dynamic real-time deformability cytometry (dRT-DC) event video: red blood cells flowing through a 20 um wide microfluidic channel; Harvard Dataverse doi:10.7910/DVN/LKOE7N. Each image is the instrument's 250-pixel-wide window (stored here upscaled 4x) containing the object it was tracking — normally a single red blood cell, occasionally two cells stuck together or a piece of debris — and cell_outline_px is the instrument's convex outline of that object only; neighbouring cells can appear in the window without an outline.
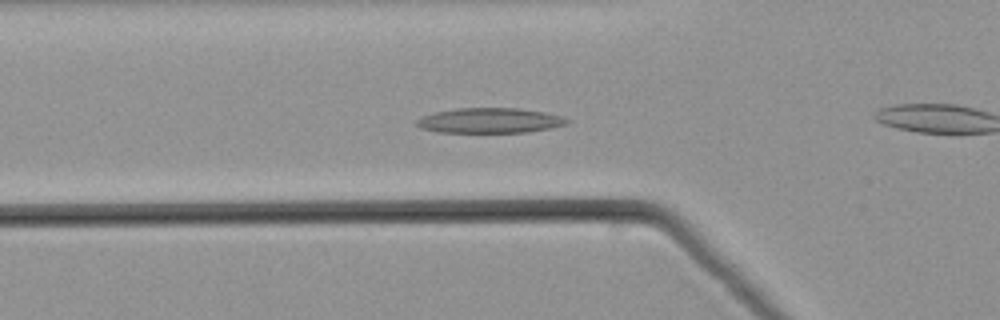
{"species": "common noctule bat (a hibernating species)", "species_latin": "Nyctalus noctula", "temperature_condition": "warm", "stored_images_in_passage": 53, "camera_frame_rate_fps": 3000, "um_per_image_px": 0.085, "animal": {"sex": "male", "body_mass_g": 21.5, "forearm_length_mm": 52.0}, "frame": {"image": 1, "passage_image": 18, "time_ms": 5.667, "image_size_px": [1000, 320], "cell_outline_px": [[572, 120], [564, 124], [548, 128], [528, 132], [440, 132], [420, 128], [416, 124], [416, 120], [432, 112], [456, 108], [520, 108], [544, 112], [564, 116]], "centroid_in_image_um": [41.63, 10.23], "position_along_channel_um": 84.2, "area_um2": 21.96}}
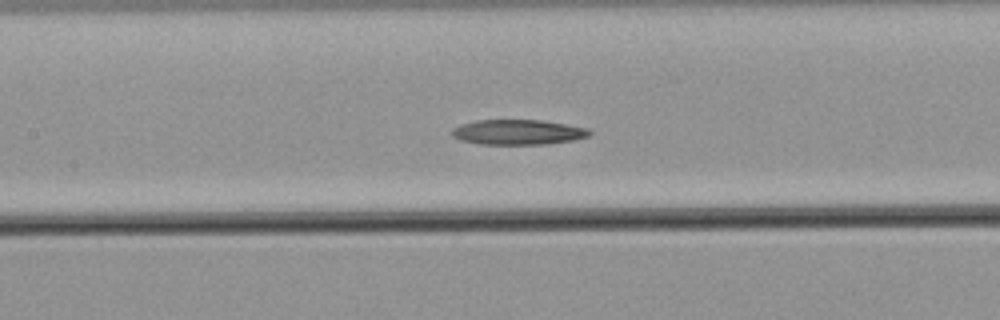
{"frame": {"image": 2, "passage_image": 24, "time_ms": 7.667, "image_size_px": [1000, 320], "cell_outline_px": [[592, 132], [588, 136], [572, 140], [548, 144], [480, 144], [460, 140], [452, 136], [452, 128], [460, 124], [476, 120], [540, 120], [588, 128]], "centroid_in_image_um": [43.99, 11.23], "position_along_channel_um": 163.4, "area_um2": 20.06}}
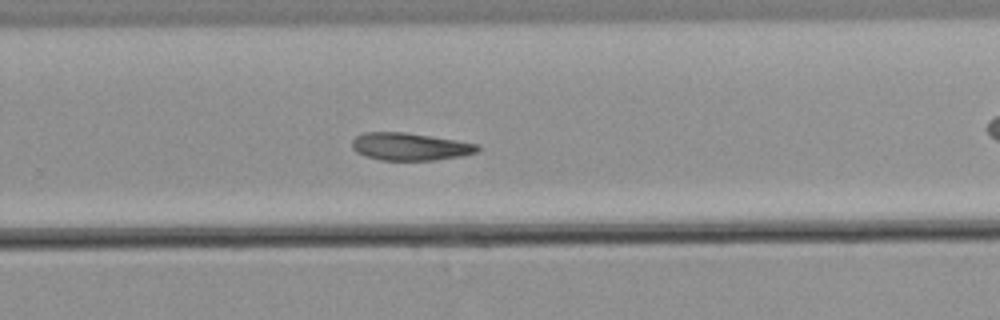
{"frame": {"image": 3, "passage_image": 34, "time_ms": 11.0, "image_size_px": [1000, 320], "cell_outline_px": [[480, 148], [476, 152], [460, 156], [436, 160], [380, 160], [356, 152], [352, 148], [352, 140], [356, 136], [364, 132], [404, 132], [456, 140], [476, 144]], "centroid_in_image_um": [34.81, 12.46], "position_along_channel_um": 295.0, "area_um2": 19.94}}